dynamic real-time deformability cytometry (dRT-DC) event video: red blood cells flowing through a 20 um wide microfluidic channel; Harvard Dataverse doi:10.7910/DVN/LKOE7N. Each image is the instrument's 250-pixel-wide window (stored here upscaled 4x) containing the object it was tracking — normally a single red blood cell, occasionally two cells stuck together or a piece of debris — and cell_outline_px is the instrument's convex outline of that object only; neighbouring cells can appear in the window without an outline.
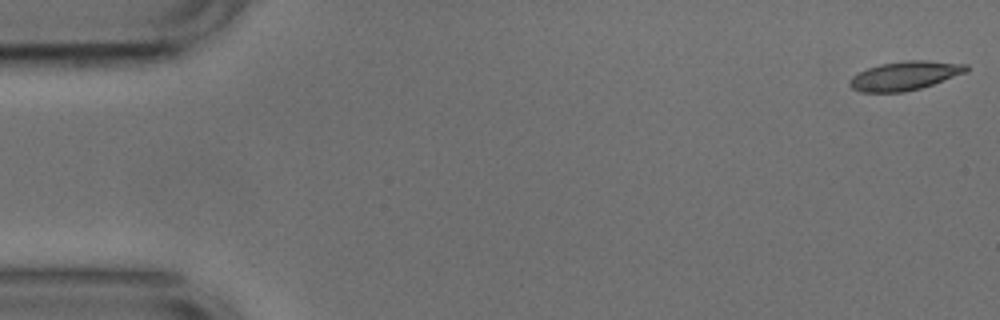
{"species": "common noctule bat (a hibernating species)", "species_latin": "Nyctalus noctula", "temperature_condition": "cold", "stored_images_in_passage": 53, "camera_frame_rate_fps": 3000, "um_per_image_px": 0.085, "animal": {"sex": "male", "body_mass_g": 17.9, "forearm_length_mm": 54.2}, "frame": {"image": 1, "passage_image": 1, "time_ms": 0.0, "image_size_px": [1000, 320], "cell_outline_px": [[968, 72], [920, 88], [904, 92], [860, 92], [852, 88], [848, 84], [848, 80], [852, 76], [868, 68], [880, 64], [904, 60], [928, 60], [968, 64]], "centroid_in_image_um": [76.92, 6.43], "position_along_channel_um": 8.1, "area_um2": 19.71}}
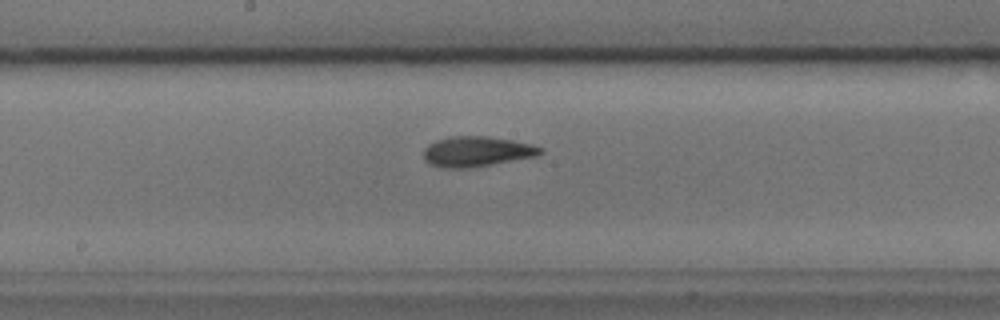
{"frame": {"image": 2, "passage_image": 27, "time_ms": 8.667, "image_size_px": [1000, 320], "cell_outline_px": [[544, 152], [536, 156], [468, 168], [440, 168], [428, 164], [424, 160], [424, 148], [428, 144], [436, 140], [452, 136], [488, 136], [512, 140], [532, 144], [544, 148]], "centroid_in_image_um": [40.5, 12.88], "position_along_channel_um": 207.7, "area_um2": 20.69}}
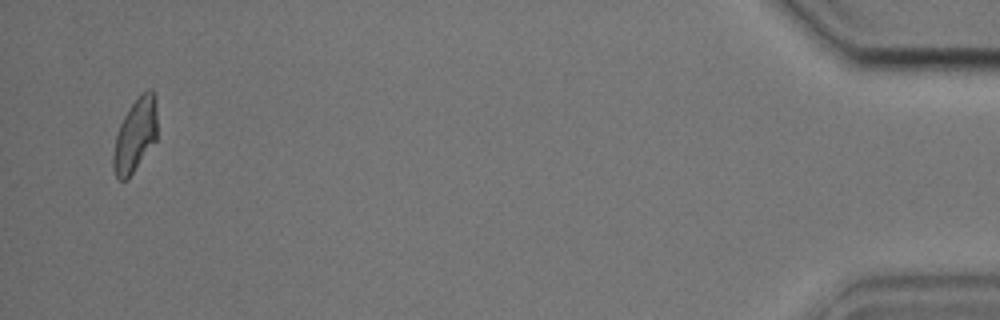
{"frame": {"image": 3, "passage_image": 51, "time_ms": 16.667, "image_size_px": [1000, 320], "cell_outline_px": [[156, 140], [128, 180], [120, 180], [116, 176], [112, 168], [112, 156], [116, 136], [120, 124], [128, 108], [140, 92], [148, 88], [152, 88], [156, 92]], "centroid_in_image_um": [11.49, 11.45], "position_along_channel_um": 423.7, "area_um2": 19.19}}